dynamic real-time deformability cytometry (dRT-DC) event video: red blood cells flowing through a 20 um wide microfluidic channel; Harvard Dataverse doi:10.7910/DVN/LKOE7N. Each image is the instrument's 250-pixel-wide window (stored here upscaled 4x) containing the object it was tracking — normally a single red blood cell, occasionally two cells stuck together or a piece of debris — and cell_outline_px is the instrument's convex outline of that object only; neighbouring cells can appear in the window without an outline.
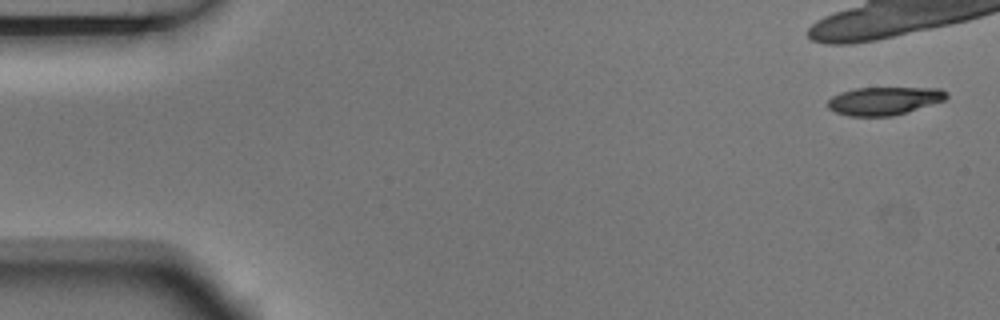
{"species": "Egyptian fruit bat (a non-hibernating species)", "species_latin": "Rousettus aegyptiacus", "temperature_condition": "room temperature", "stored_images_in_passage": 3, "camera_frame_rate_fps": 3000, "um_per_image_px": 0.085, "animal": {"sex": "male"}, "frame": {"image": 1, "passage_image": 1, "time_ms": 0.0, "image_size_px": [1000, 320], "cell_outline_px": [[948, 96], [944, 100], [892, 116], [848, 116], [836, 112], [828, 108], [828, 100], [832, 96], [840, 92], [856, 88], [940, 88], [948, 92]], "centroid_in_image_um": [75.13, 8.56], "position_along_channel_um": 9.9, "area_um2": 19.25}}